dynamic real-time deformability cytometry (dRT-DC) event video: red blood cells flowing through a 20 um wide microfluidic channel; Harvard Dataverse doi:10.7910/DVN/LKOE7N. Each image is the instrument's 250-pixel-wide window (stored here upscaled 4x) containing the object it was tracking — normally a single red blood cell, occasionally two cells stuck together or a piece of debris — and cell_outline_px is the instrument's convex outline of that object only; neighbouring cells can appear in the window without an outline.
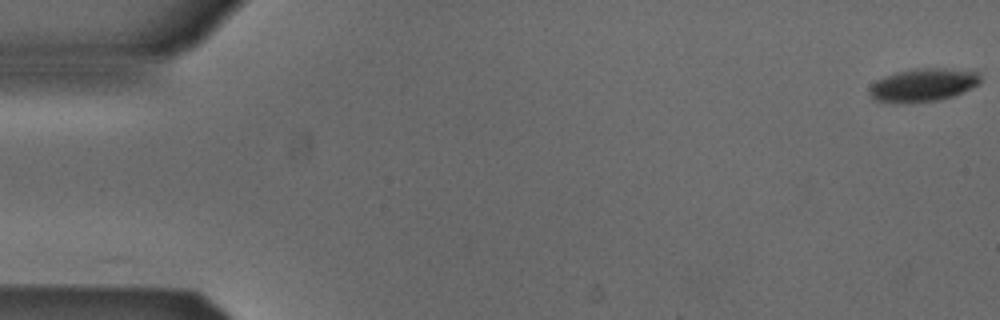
{"species": "Egyptian fruit bat (a non-hibernating species)", "species_latin": "Rousettus aegyptiacus", "temperature_condition": "cold", "stored_images_in_passage": 48, "camera_frame_rate_fps": 3000, "um_per_image_px": 0.085, "animal": {"sex": "male"}, "frame": {"image": 1, "passage_image": 1, "time_ms": 0.0, "image_size_px": [1000, 320], "cell_outline_px": [[980, 84], [952, 96], [940, 100], [876, 100], [868, 92], [872, 84], [876, 80], [884, 76], [896, 72], [916, 68], [948, 68], [976, 72], [980, 76]], "centroid_in_image_um": [78.51, 7.16], "position_along_channel_um": 6.5, "area_um2": 20.52}}
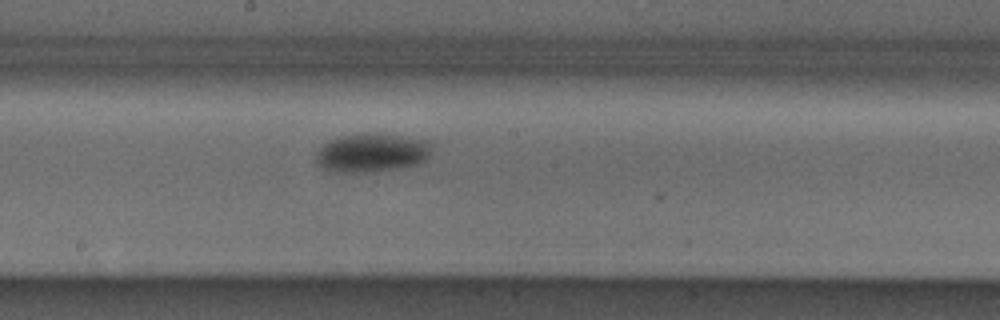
{"frame": {"image": 2, "passage_image": 29, "time_ms": 9.333, "image_size_px": [1000, 320], "cell_outline_px": [[432, 152], [428, 160], [420, 164], [372, 172], [332, 172], [316, 164], [316, 152], [324, 144], [332, 140], [344, 136], [368, 132], [376, 132], [428, 140], [432, 144]], "centroid_in_image_um": [31.66, 12.98], "position_along_channel_um": 216.5, "area_um2": 26.47}}
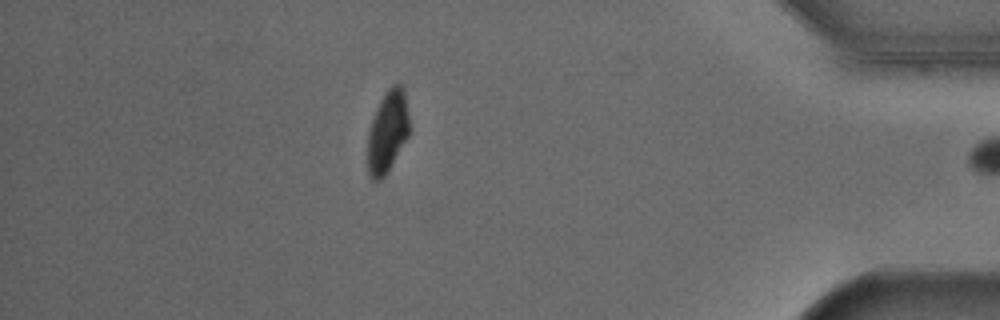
{"frame": {"image": 3, "passage_image": 47, "time_ms": 15.333, "image_size_px": [1000, 320], "cell_outline_px": [[408, 136], [388, 172], [380, 180], [372, 180], [368, 176], [368, 132], [376, 108], [384, 92], [392, 84], [400, 84], [404, 88], [408, 116]], "centroid_in_image_um": [32.93, 11.19], "position_along_channel_um": 402.3, "area_um2": 19.88}, "authors_computed_cell_mechanics": {"area_um2": 24.5361, "velocity_mm_per_s": 3.8556, "shape_relaxation_time_tau1_ms": 1.8923, "shape_relaxation_time_tau2_ms": null, "deformation_change_tau1": 0.0919, "deformation_change_tau2": null}}